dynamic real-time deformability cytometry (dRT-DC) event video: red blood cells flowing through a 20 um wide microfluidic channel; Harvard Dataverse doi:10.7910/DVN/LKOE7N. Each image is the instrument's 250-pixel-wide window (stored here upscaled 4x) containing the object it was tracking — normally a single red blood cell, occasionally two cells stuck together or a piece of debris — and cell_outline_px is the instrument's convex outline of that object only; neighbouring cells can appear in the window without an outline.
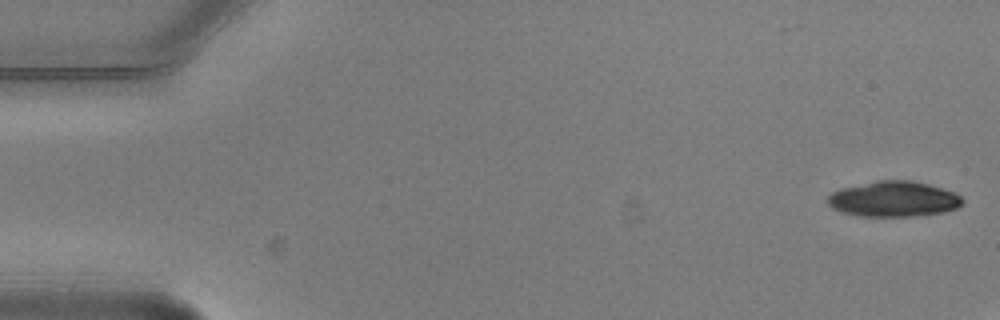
{"species": "common noctule bat (a hibernating species)", "species_latin": "Nyctalus noctula", "temperature_condition": "warm", "stored_images_in_passage": 5, "camera_frame_rate_fps": 3000, "um_per_image_px": 0.085, "animal": {"sex": "male", "body_mass_g": 20.5, "forearm_length_mm": 52.5}, "frame": {"image": 1, "passage_image": 1, "time_ms": 0.0, "image_size_px": [1000, 320], "cell_outline_px": [[964, 204], [956, 208], [944, 212], [912, 216], [860, 216], [840, 212], [832, 208], [828, 204], [828, 196], [832, 192], [840, 188], [876, 180], [912, 180], [928, 184], [956, 192], [964, 200]], "centroid_in_image_um": [75.96, 16.91], "position_along_channel_um": 9.0, "area_um2": 28.09}}